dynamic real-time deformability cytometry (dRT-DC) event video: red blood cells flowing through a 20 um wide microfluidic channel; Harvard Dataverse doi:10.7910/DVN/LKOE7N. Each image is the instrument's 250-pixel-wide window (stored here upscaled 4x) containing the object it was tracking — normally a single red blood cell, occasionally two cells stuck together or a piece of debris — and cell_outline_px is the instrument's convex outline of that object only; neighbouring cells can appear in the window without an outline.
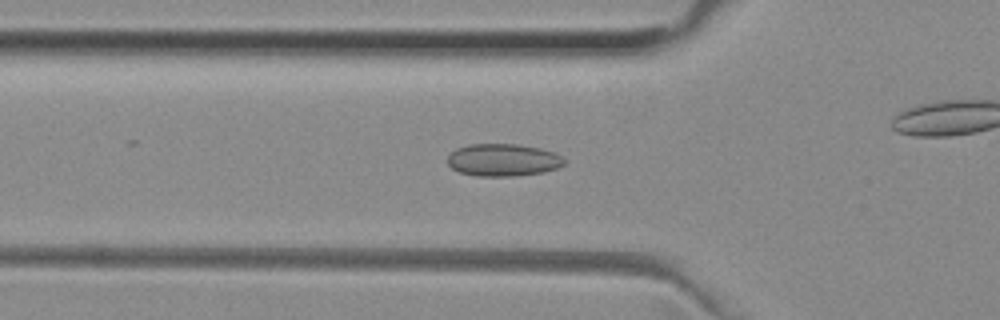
{"species": "common noctule bat (a hibernating species)", "species_latin": "Nyctalus noctula", "temperature_condition": "room temperature", "stored_images_in_passage": 51, "camera_frame_rate_fps": 3000, "um_per_image_px": 0.085, "animal": {"sex": "female", "body_mass_g": 29.2, "forearm_length_mm": 56.3}, "frame": {"image": 1, "passage_image": 16, "time_ms": 5.0, "image_size_px": [1000, 320], "cell_outline_px": [[564, 164], [556, 168], [544, 172], [512, 176], [476, 176], [460, 172], [452, 168], [448, 164], [448, 156], [456, 148], [468, 144], [516, 144], [540, 148], [552, 152], [560, 156], [564, 160]], "centroid_in_image_um": [42.73, 13.6], "position_along_channel_um": 83.1, "area_um2": 21.91}}
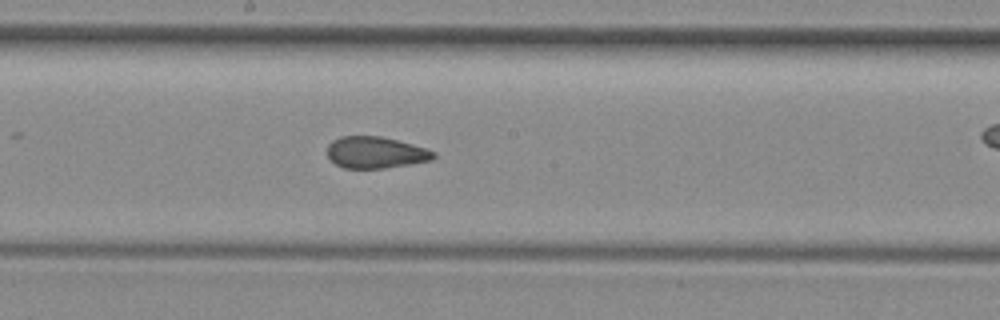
{"frame": {"image": 2, "passage_image": 26, "time_ms": 8.333, "image_size_px": [1000, 320], "cell_outline_px": [[436, 156], [432, 160], [384, 168], [344, 168], [336, 164], [328, 156], [328, 144], [332, 140], [340, 136], [380, 136], [412, 144], [436, 152]], "centroid_in_image_um": [31.91, 12.95], "position_along_channel_um": 216.3, "area_um2": 19.42}}
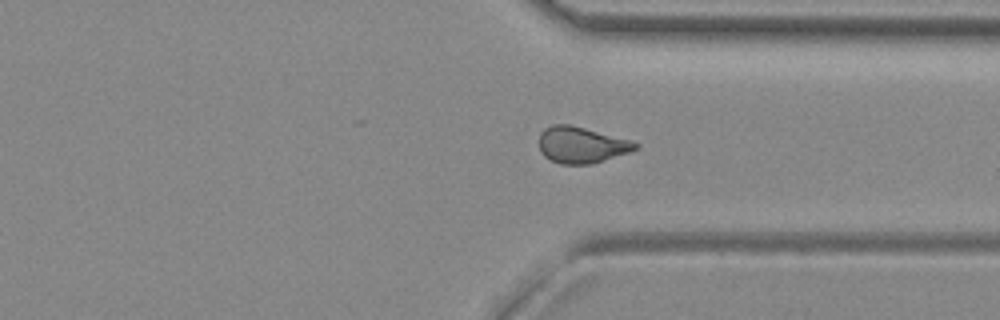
{"frame": {"image": 3, "passage_image": 37, "time_ms": 12.0, "image_size_px": [1000, 320], "cell_outline_px": [[640, 148], [592, 164], [560, 164], [544, 156], [540, 152], [540, 132], [544, 128], [552, 124], [568, 124], [632, 140], [640, 144]], "centroid_in_image_um": [49.43, 12.31], "position_along_channel_um": 362.0, "area_um2": 20.35}, "authors_computed_cell_mechanics": {"area_um2": 20.6346, "velocity_mm_per_s": 3.9783, "shape_relaxation_time_tau1_ms": null, "shape_relaxation_time_tau2_ms": 1.4268, "deformation_change_tau1": null, "deformation_change_tau2": 0.0581}}